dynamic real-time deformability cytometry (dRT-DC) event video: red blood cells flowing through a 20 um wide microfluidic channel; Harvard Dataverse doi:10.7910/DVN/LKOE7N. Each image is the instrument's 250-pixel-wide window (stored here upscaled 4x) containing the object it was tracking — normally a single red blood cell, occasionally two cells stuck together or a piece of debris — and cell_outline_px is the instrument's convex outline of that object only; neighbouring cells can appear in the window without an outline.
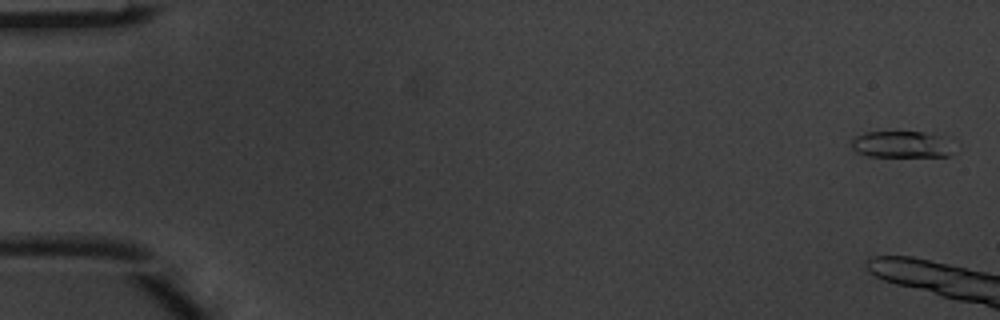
{"species": "common noctule bat (a hibernating species)", "species_latin": "Nyctalus noctula", "temperature_condition": "warm", "stored_images_in_passage": 8, "camera_frame_rate_fps": 3000, "um_per_image_px": 0.085, "animal": {"sex": "male", "body_mass_g": 20.1, "forearm_length_mm": 53.5}, "frame": {"image": 1, "passage_image": 1, "time_ms": 0.0, "image_size_px": [1000, 320], "cell_outline_px": [[948, 156], [868, 156], [856, 152], [852, 148], [852, 140], [856, 136], [864, 132], [924, 132], [940, 136], [948, 152]], "centroid_in_image_um": [76.44, 12.27], "position_along_channel_um": 8.6, "area_um2": 15.09}}
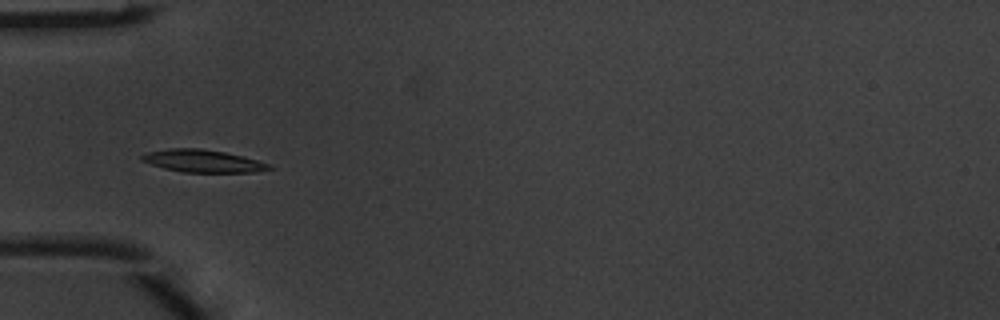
{"frame": {"image": 2, "passage_image": 7, "time_ms": 2.0, "image_size_px": [1000, 320], "cell_outline_px": [[276, 168], [252, 172], [184, 172], [164, 168], [140, 160], [140, 156], [148, 152], [172, 148], [200, 148], [224, 152], [256, 160], [268, 164]], "centroid_in_image_um": [17.22, 13.68], "position_along_channel_um": 67.8, "area_um2": 16.42}}